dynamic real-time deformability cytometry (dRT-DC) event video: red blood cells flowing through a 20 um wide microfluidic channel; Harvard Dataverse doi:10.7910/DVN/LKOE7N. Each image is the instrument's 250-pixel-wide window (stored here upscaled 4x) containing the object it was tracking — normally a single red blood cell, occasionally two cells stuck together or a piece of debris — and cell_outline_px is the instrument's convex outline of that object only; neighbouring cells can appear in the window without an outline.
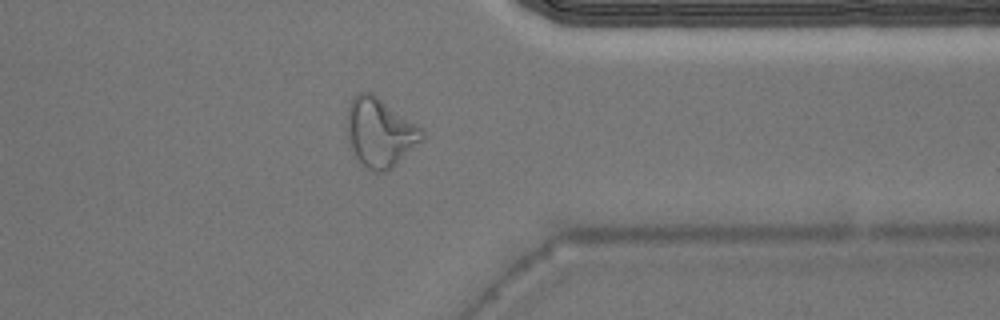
{"species": "Egyptian fruit bat (a non-hibernating species)", "species_latin": "Rousettus aegyptiacus", "temperature_condition": "warm", "stored_images_in_passage": 28, "camera_frame_rate_fps": 3000, "um_per_image_px": 0.085, "animal": {"sex": "male"}, "frame": {"image": 1, "passage_image": 24, "time_ms": 7.667, "image_size_px": [1000, 320], "cell_outline_px": [[424, 140], [388, 172], [372, 172], [352, 152], [348, 136], [348, 112], [352, 100], [360, 92], [372, 92], [424, 128]], "centroid_in_image_um": [32.37, 11.28], "position_along_channel_um": 379.0, "area_um2": 30.11}}